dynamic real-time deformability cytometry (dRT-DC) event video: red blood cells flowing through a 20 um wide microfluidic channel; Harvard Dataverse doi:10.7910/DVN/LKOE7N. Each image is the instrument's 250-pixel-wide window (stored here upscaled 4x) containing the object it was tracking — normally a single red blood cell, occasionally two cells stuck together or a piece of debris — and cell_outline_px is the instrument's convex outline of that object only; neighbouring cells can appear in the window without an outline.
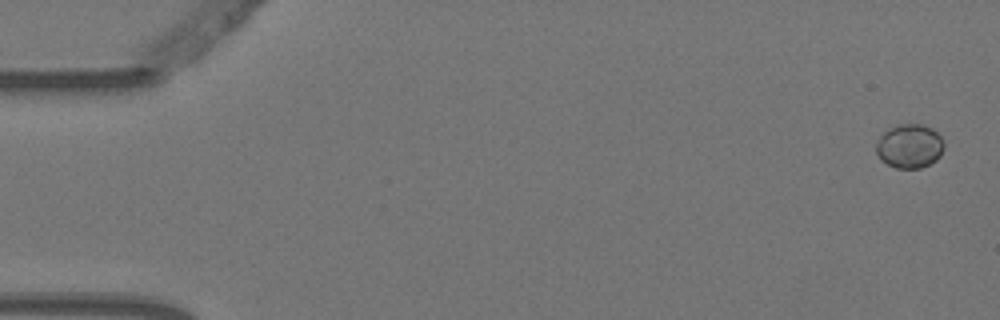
{"species": "Egyptian fruit bat (a non-hibernating species)", "species_latin": "Rousettus aegyptiacus", "temperature_condition": "warm", "stored_images_in_passage": 2, "camera_frame_rate_fps": 3000, "um_per_image_px": 0.085, "animal": {"sex": "female"}, "frame": {"image": 1, "passage_image": 1, "time_ms": 0.0, "image_size_px": [1000, 320], "cell_outline_px": [[944, 148], [940, 156], [936, 160], [920, 168], [896, 168], [880, 160], [876, 152], [876, 144], [880, 136], [888, 128], [896, 124], [924, 124], [932, 128], [940, 136], [944, 144]], "centroid_in_image_um": [77.3, 12.41], "position_along_channel_um": 7.7, "area_um2": 17.51}}